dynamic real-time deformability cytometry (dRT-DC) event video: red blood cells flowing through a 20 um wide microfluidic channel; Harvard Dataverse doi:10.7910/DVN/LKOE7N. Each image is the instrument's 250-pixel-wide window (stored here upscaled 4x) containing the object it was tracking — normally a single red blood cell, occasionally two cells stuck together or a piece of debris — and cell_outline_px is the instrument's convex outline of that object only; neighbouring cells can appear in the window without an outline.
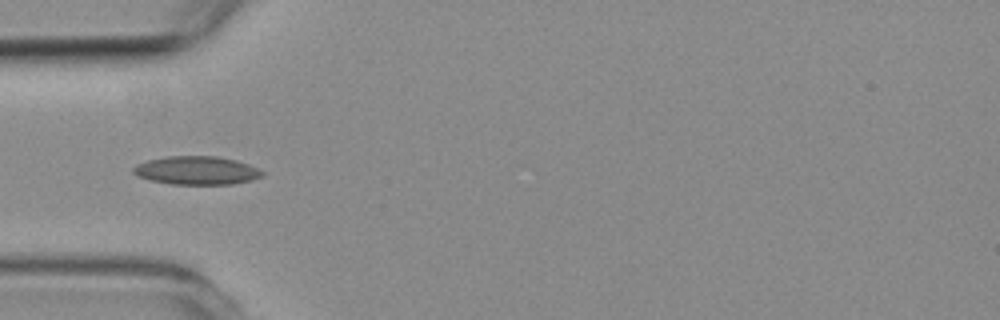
{"species": "common noctule bat (a hibernating species)", "species_latin": "Nyctalus noctula", "temperature_condition": "room temperature", "stored_images_in_passage": 3, "camera_frame_rate_fps": 3000, "um_per_image_px": 0.085, "animal": {"sex": "female", "body_mass_g": 19.3, "forearm_length_mm": 54.1}, "frame": {"image": 1, "passage_image": 3, "time_ms": 2.0, "image_size_px": [1000, 320], "cell_outline_px": [[264, 176], [252, 180], [232, 184], [168, 184], [148, 180], [136, 176], [132, 172], [132, 168], [136, 164], [148, 160], [168, 156], [216, 156], [236, 160], [248, 164], [264, 172]], "centroid_in_image_um": [16.68, 14.49], "position_along_channel_um": 68.3, "area_um2": 21.5}}